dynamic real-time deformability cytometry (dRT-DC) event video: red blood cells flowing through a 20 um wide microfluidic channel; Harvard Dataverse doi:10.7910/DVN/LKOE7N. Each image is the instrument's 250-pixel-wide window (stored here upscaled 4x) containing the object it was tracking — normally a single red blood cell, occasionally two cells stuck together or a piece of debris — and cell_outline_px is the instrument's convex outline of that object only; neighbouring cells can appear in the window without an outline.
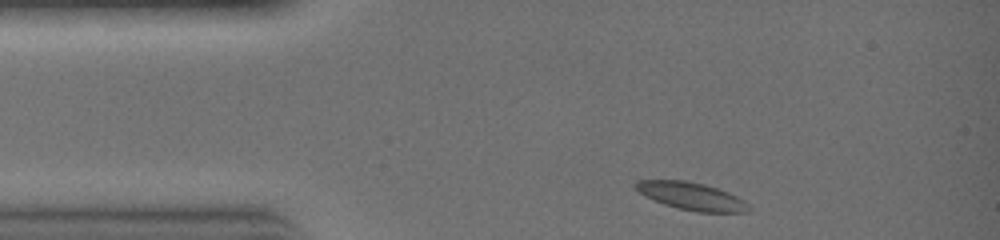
{"species": "common noctule bat (a hibernating species)", "species_latin": "Nyctalus noctula", "temperature_condition": "warm", "stored_images_in_passage": 20, "camera_frame_rate_fps": 3000, "um_per_image_px": 0.085, "animal": {"sex": "female", "body_mass_g": 19.0, "forearm_length_mm": 51.5}, "frame": {"image": 1, "passage_image": 1, "time_ms": 0.0, "image_size_px": [1000, 240], "cell_outline_px": [[752, 208], [748, 212], [696, 212], [664, 204], [644, 196], [632, 184], [636, 180], [684, 180], [704, 184], [728, 192], [744, 200]], "centroid_in_image_um": [58.77, 16.67], "position_along_channel_um": 26.2, "area_um2": 18.15}}
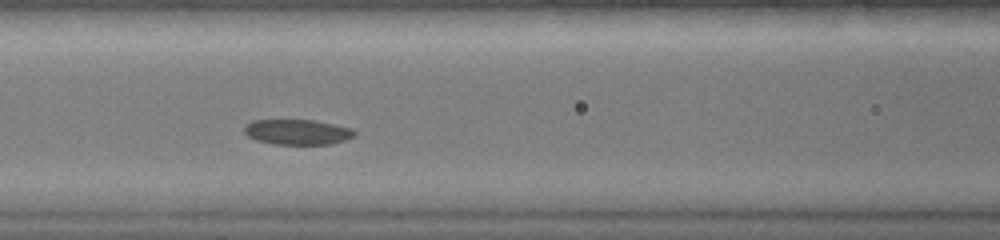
{"frame": {"image": 2, "passage_image": 9, "time_ms": 2.667, "image_size_px": [1000, 240], "cell_outline_px": [[356, 136], [344, 140], [328, 144], [272, 144], [256, 140], [248, 136], [244, 132], [244, 124], [252, 120], [316, 120], [352, 128], [356, 132]], "centroid_in_image_um": [25.27, 11.21], "position_along_channel_um": 141.3, "area_um2": 16.36}}
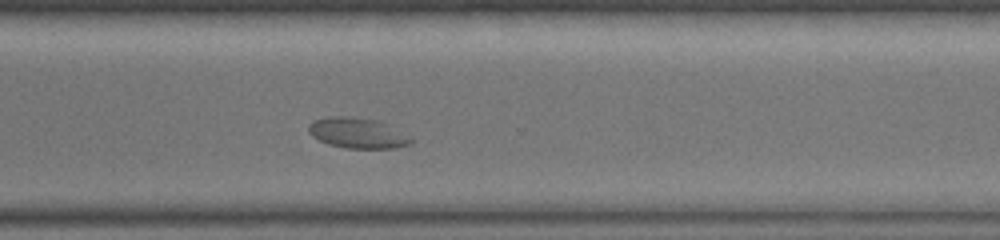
{"frame": {"image": 3, "passage_image": 19, "time_ms": 6.0, "image_size_px": [1000, 240], "cell_outline_px": [[412, 140], [408, 144], [396, 148], [344, 148], [328, 144], [312, 136], [308, 132], [308, 124], [316, 120], [332, 116], [348, 116], [372, 120]], "centroid_in_image_um": [30.22, 11.33], "position_along_channel_um": 340.4, "area_um2": 17.17}}